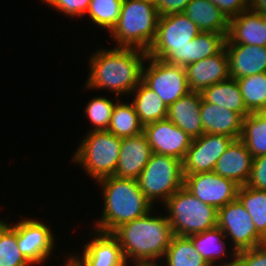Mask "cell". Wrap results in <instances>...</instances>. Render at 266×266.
Listing matches in <instances>:
<instances>
[{
    "label": "cell",
    "mask_w": 266,
    "mask_h": 266,
    "mask_svg": "<svg viewBox=\"0 0 266 266\" xmlns=\"http://www.w3.org/2000/svg\"><path fill=\"white\" fill-rule=\"evenodd\" d=\"M93 52L88 59L89 73L83 91L106 90L113 92L115 98L129 97L142 81L147 51L113 46L108 49L100 47Z\"/></svg>",
    "instance_id": "cell-1"
},
{
    "label": "cell",
    "mask_w": 266,
    "mask_h": 266,
    "mask_svg": "<svg viewBox=\"0 0 266 266\" xmlns=\"http://www.w3.org/2000/svg\"><path fill=\"white\" fill-rule=\"evenodd\" d=\"M152 212L112 232L129 266H158L170 245L173 232L169 220L165 213Z\"/></svg>",
    "instance_id": "cell-2"
},
{
    "label": "cell",
    "mask_w": 266,
    "mask_h": 266,
    "mask_svg": "<svg viewBox=\"0 0 266 266\" xmlns=\"http://www.w3.org/2000/svg\"><path fill=\"white\" fill-rule=\"evenodd\" d=\"M102 191L103 210L93 229L112 233L120 225L148 214L153 205L141 191L137 179L108 176L95 182Z\"/></svg>",
    "instance_id": "cell-3"
},
{
    "label": "cell",
    "mask_w": 266,
    "mask_h": 266,
    "mask_svg": "<svg viewBox=\"0 0 266 266\" xmlns=\"http://www.w3.org/2000/svg\"><path fill=\"white\" fill-rule=\"evenodd\" d=\"M159 17L153 0H123L118 21L108 34L116 47L148 51Z\"/></svg>",
    "instance_id": "cell-4"
},
{
    "label": "cell",
    "mask_w": 266,
    "mask_h": 266,
    "mask_svg": "<svg viewBox=\"0 0 266 266\" xmlns=\"http://www.w3.org/2000/svg\"><path fill=\"white\" fill-rule=\"evenodd\" d=\"M122 138L107 130L87 132L74 151L72 163L93 181L114 176Z\"/></svg>",
    "instance_id": "cell-5"
},
{
    "label": "cell",
    "mask_w": 266,
    "mask_h": 266,
    "mask_svg": "<svg viewBox=\"0 0 266 266\" xmlns=\"http://www.w3.org/2000/svg\"><path fill=\"white\" fill-rule=\"evenodd\" d=\"M162 206L173 235L190 236L217 226L218 210L196 198L184 186Z\"/></svg>",
    "instance_id": "cell-6"
},
{
    "label": "cell",
    "mask_w": 266,
    "mask_h": 266,
    "mask_svg": "<svg viewBox=\"0 0 266 266\" xmlns=\"http://www.w3.org/2000/svg\"><path fill=\"white\" fill-rule=\"evenodd\" d=\"M137 182L144 196L153 205L155 202L163 205L184 186L182 161L173 156L152 152Z\"/></svg>",
    "instance_id": "cell-7"
},
{
    "label": "cell",
    "mask_w": 266,
    "mask_h": 266,
    "mask_svg": "<svg viewBox=\"0 0 266 266\" xmlns=\"http://www.w3.org/2000/svg\"><path fill=\"white\" fill-rule=\"evenodd\" d=\"M142 82L167 106L190 92L185 67L169 64L150 56L147 57L143 66Z\"/></svg>",
    "instance_id": "cell-8"
},
{
    "label": "cell",
    "mask_w": 266,
    "mask_h": 266,
    "mask_svg": "<svg viewBox=\"0 0 266 266\" xmlns=\"http://www.w3.org/2000/svg\"><path fill=\"white\" fill-rule=\"evenodd\" d=\"M217 226L236 252L266 243L257 233L251 216L238 198L218 209Z\"/></svg>",
    "instance_id": "cell-9"
},
{
    "label": "cell",
    "mask_w": 266,
    "mask_h": 266,
    "mask_svg": "<svg viewBox=\"0 0 266 266\" xmlns=\"http://www.w3.org/2000/svg\"><path fill=\"white\" fill-rule=\"evenodd\" d=\"M200 32L198 26L185 13L160 16L155 39L147 54L162 60L169 52L185 48Z\"/></svg>",
    "instance_id": "cell-10"
},
{
    "label": "cell",
    "mask_w": 266,
    "mask_h": 266,
    "mask_svg": "<svg viewBox=\"0 0 266 266\" xmlns=\"http://www.w3.org/2000/svg\"><path fill=\"white\" fill-rule=\"evenodd\" d=\"M42 220L23 216L17 221V243L22 255L33 265H45L54 254L55 233ZM56 243V244H55ZM53 252V254H52Z\"/></svg>",
    "instance_id": "cell-11"
},
{
    "label": "cell",
    "mask_w": 266,
    "mask_h": 266,
    "mask_svg": "<svg viewBox=\"0 0 266 266\" xmlns=\"http://www.w3.org/2000/svg\"><path fill=\"white\" fill-rule=\"evenodd\" d=\"M184 187L202 202L217 210L237 198L239 185L215 172L184 175Z\"/></svg>",
    "instance_id": "cell-12"
},
{
    "label": "cell",
    "mask_w": 266,
    "mask_h": 266,
    "mask_svg": "<svg viewBox=\"0 0 266 266\" xmlns=\"http://www.w3.org/2000/svg\"><path fill=\"white\" fill-rule=\"evenodd\" d=\"M233 140L226 135L211 133L193 139L182 161L183 175L213 172L219 157Z\"/></svg>",
    "instance_id": "cell-13"
},
{
    "label": "cell",
    "mask_w": 266,
    "mask_h": 266,
    "mask_svg": "<svg viewBox=\"0 0 266 266\" xmlns=\"http://www.w3.org/2000/svg\"><path fill=\"white\" fill-rule=\"evenodd\" d=\"M152 152L169 155L183 161L193 139L169 119L143 126Z\"/></svg>",
    "instance_id": "cell-14"
},
{
    "label": "cell",
    "mask_w": 266,
    "mask_h": 266,
    "mask_svg": "<svg viewBox=\"0 0 266 266\" xmlns=\"http://www.w3.org/2000/svg\"><path fill=\"white\" fill-rule=\"evenodd\" d=\"M91 230L90 241L82 246L83 251L70 254L80 266H129L117 238L112 233Z\"/></svg>",
    "instance_id": "cell-15"
},
{
    "label": "cell",
    "mask_w": 266,
    "mask_h": 266,
    "mask_svg": "<svg viewBox=\"0 0 266 266\" xmlns=\"http://www.w3.org/2000/svg\"><path fill=\"white\" fill-rule=\"evenodd\" d=\"M190 91L202 92L216 83L230 78L225 47L216 55L201 59L185 67Z\"/></svg>",
    "instance_id": "cell-16"
},
{
    "label": "cell",
    "mask_w": 266,
    "mask_h": 266,
    "mask_svg": "<svg viewBox=\"0 0 266 266\" xmlns=\"http://www.w3.org/2000/svg\"><path fill=\"white\" fill-rule=\"evenodd\" d=\"M188 237L191 239L196 251L210 266H235L237 252L230 247L229 240L218 226ZM227 257L230 258L225 261Z\"/></svg>",
    "instance_id": "cell-17"
},
{
    "label": "cell",
    "mask_w": 266,
    "mask_h": 266,
    "mask_svg": "<svg viewBox=\"0 0 266 266\" xmlns=\"http://www.w3.org/2000/svg\"><path fill=\"white\" fill-rule=\"evenodd\" d=\"M151 154V147L143 132L136 136L122 138L114 176L137 179L148 163Z\"/></svg>",
    "instance_id": "cell-18"
},
{
    "label": "cell",
    "mask_w": 266,
    "mask_h": 266,
    "mask_svg": "<svg viewBox=\"0 0 266 266\" xmlns=\"http://www.w3.org/2000/svg\"><path fill=\"white\" fill-rule=\"evenodd\" d=\"M230 77L243 78L266 72V47L246 44H225Z\"/></svg>",
    "instance_id": "cell-19"
},
{
    "label": "cell",
    "mask_w": 266,
    "mask_h": 266,
    "mask_svg": "<svg viewBox=\"0 0 266 266\" xmlns=\"http://www.w3.org/2000/svg\"><path fill=\"white\" fill-rule=\"evenodd\" d=\"M252 161L253 157L246 145L240 139H236L219 157L213 172L233 180L239 186H244L250 176Z\"/></svg>",
    "instance_id": "cell-20"
},
{
    "label": "cell",
    "mask_w": 266,
    "mask_h": 266,
    "mask_svg": "<svg viewBox=\"0 0 266 266\" xmlns=\"http://www.w3.org/2000/svg\"><path fill=\"white\" fill-rule=\"evenodd\" d=\"M201 102V92L190 91L168 106L166 118L180 127L192 139L198 138L204 133L200 116Z\"/></svg>",
    "instance_id": "cell-21"
},
{
    "label": "cell",
    "mask_w": 266,
    "mask_h": 266,
    "mask_svg": "<svg viewBox=\"0 0 266 266\" xmlns=\"http://www.w3.org/2000/svg\"><path fill=\"white\" fill-rule=\"evenodd\" d=\"M225 44H246L266 47V24L259 13L249 9L229 19Z\"/></svg>",
    "instance_id": "cell-22"
},
{
    "label": "cell",
    "mask_w": 266,
    "mask_h": 266,
    "mask_svg": "<svg viewBox=\"0 0 266 266\" xmlns=\"http://www.w3.org/2000/svg\"><path fill=\"white\" fill-rule=\"evenodd\" d=\"M200 116L204 133L222 134L240 139L243 117L232 110L206 102L202 98Z\"/></svg>",
    "instance_id": "cell-23"
},
{
    "label": "cell",
    "mask_w": 266,
    "mask_h": 266,
    "mask_svg": "<svg viewBox=\"0 0 266 266\" xmlns=\"http://www.w3.org/2000/svg\"><path fill=\"white\" fill-rule=\"evenodd\" d=\"M184 13L201 32L228 34L229 19L209 0H191Z\"/></svg>",
    "instance_id": "cell-24"
},
{
    "label": "cell",
    "mask_w": 266,
    "mask_h": 266,
    "mask_svg": "<svg viewBox=\"0 0 266 266\" xmlns=\"http://www.w3.org/2000/svg\"><path fill=\"white\" fill-rule=\"evenodd\" d=\"M130 95L129 97L132 98L130 102L133 104L139 121L143 126L166 119L168 106L142 81Z\"/></svg>",
    "instance_id": "cell-25"
},
{
    "label": "cell",
    "mask_w": 266,
    "mask_h": 266,
    "mask_svg": "<svg viewBox=\"0 0 266 266\" xmlns=\"http://www.w3.org/2000/svg\"><path fill=\"white\" fill-rule=\"evenodd\" d=\"M201 96L206 102L237 112L243 118L250 114L244 104L238 82L234 78L230 77L205 88Z\"/></svg>",
    "instance_id": "cell-26"
},
{
    "label": "cell",
    "mask_w": 266,
    "mask_h": 266,
    "mask_svg": "<svg viewBox=\"0 0 266 266\" xmlns=\"http://www.w3.org/2000/svg\"><path fill=\"white\" fill-rule=\"evenodd\" d=\"M158 266H210L196 251L188 236L173 235Z\"/></svg>",
    "instance_id": "cell-27"
},
{
    "label": "cell",
    "mask_w": 266,
    "mask_h": 266,
    "mask_svg": "<svg viewBox=\"0 0 266 266\" xmlns=\"http://www.w3.org/2000/svg\"><path fill=\"white\" fill-rule=\"evenodd\" d=\"M126 100L124 102L120 98L115 103L107 128V131L119 138L136 136L143 132V125L139 121L133 104L128 99Z\"/></svg>",
    "instance_id": "cell-28"
},
{
    "label": "cell",
    "mask_w": 266,
    "mask_h": 266,
    "mask_svg": "<svg viewBox=\"0 0 266 266\" xmlns=\"http://www.w3.org/2000/svg\"><path fill=\"white\" fill-rule=\"evenodd\" d=\"M240 140L252 157L266 154V112H251L243 118Z\"/></svg>",
    "instance_id": "cell-29"
},
{
    "label": "cell",
    "mask_w": 266,
    "mask_h": 266,
    "mask_svg": "<svg viewBox=\"0 0 266 266\" xmlns=\"http://www.w3.org/2000/svg\"><path fill=\"white\" fill-rule=\"evenodd\" d=\"M237 198L252 218L257 233L266 241V191L240 186Z\"/></svg>",
    "instance_id": "cell-30"
},
{
    "label": "cell",
    "mask_w": 266,
    "mask_h": 266,
    "mask_svg": "<svg viewBox=\"0 0 266 266\" xmlns=\"http://www.w3.org/2000/svg\"><path fill=\"white\" fill-rule=\"evenodd\" d=\"M8 222L0 223V266H33L19 250L17 221Z\"/></svg>",
    "instance_id": "cell-31"
},
{
    "label": "cell",
    "mask_w": 266,
    "mask_h": 266,
    "mask_svg": "<svg viewBox=\"0 0 266 266\" xmlns=\"http://www.w3.org/2000/svg\"><path fill=\"white\" fill-rule=\"evenodd\" d=\"M247 110L264 112L266 110V72L236 79Z\"/></svg>",
    "instance_id": "cell-32"
},
{
    "label": "cell",
    "mask_w": 266,
    "mask_h": 266,
    "mask_svg": "<svg viewBox=\"0 0 266 266\" xmlns=\"http://www.w3.org/2000/svg\"><path fill=\"white\" fill-rule=\"evenodd\" d=\"M123 0H91L85 16L94 26L109 33L116 25ZM102 28V29H101Z\"/></svg>",
    "instance_id": "cell-33"
},
{
    "label": "cell",
    "mask_w": 266,
    "mask_h": 266,
    "mask_svg": "<svg viewBox=\"0 0 266 266\" xmlns=\"http://www.w3.org/2000/svg\"><path fill=\"white\" fill-rule=\"evenodd\" d=\"M119 99L118 97L114 100L107 96H95L88 101L84 107L85 117L92 124L88 132L107 130L114 105Z\"/></svg>",
    "instance_id": "cell-34"
},
{
    "label": "cell",
    "mask_w": 266,
    "mask_h": 266,
    "mask_svg": "<svg viewBox=\"0 0 266 266\" xmlns=\"http://www.w3.org/2000/svg\"><path fill=\"white\" fill-rule=\"evenodd\" d=\"M227 34L200 32L193 40L194 62L218 54L224 47Z\"/></svg>",
    "instance_id": "cell-35"
},
{
    "label": "cell",
    "mask_w": 266,
    "mask_h": 266,
    "mask_svg": "<svg viewBox=\"0 0 266 266\" xmlns=\"http://www.w3.org/2000/svg\"><path fill=\"white\" fill-rule=\"evenodd\" d=\"M48 7L72 18L85 17L91 0H41Z\"/></svg>",
    "instance_id": "cell-36"
},
{
    "label": "cell",
    "mask_w": 266,
    "mask_h": 266,
    "mask_svg": "<svg viewBox=\"0 0 266 266\" xmlns=\"http://www.w3.org/2000/svg\"><path fill=\"white\" fill-rule=\"evenodd\" d=\"M235 266H266V243L238 251Z\"/></svg>",
    "instance_id": "cell-37"
},
{
    "label": "cell",
    "mask_w": 266,
    "mask_h": 266,
    "mask_svg": "<svg viewBox=\"0 0 266 266\" xmlns=\"http://www.w3.org/2000/svg\"><path fill=\"white\" fill-rule=\"evenodd\" d=\"M247 186L266 191V154L253 158Z\"/></svg>",
    "instance_id": "cell-38"
},
{
    "label": "cell",
    "mask_w": 266,
    "mask_h": 266,
    "mask_svg": "<svg viewBox=\"0 0 266 266\" xmlns=\"http://www.w3.org/2000/svg\"><path fill=\"white\" fill-rule=\"evenodd\" d=\"M162 60L182 67L194 63L193 40L185 48H177V51L169 52Z\"/></svg>",
    "instance_id": "cell-39"
},
{
    "label": "cell",
    "mask_w": 266,
    "mask_h": 266,
    "mask_svg": "<svg viewBox=\"0 0 266 266\" xmlns=\"http://www.w3.org/2000/svg\"><path fill=\"white\" fill-rule=\"evenodd\" d=\"M230 19L248 10V0H209Z\"/></svg>",
    "instance_id": "cell-40"
},
{
    "label": "cell",
    "mask_w": 266,
    "mask_h": 266,
    "mask_svg": "<svg viewBox=\"0 0 266 266\" xmlns=\"http://www.w3.org/2000/svg\"><path fill=\"white\" fill-rule=\"evenodd\" d=\"M159 16L184 13L191 0H153Z\"/></svg>",
    "instance_id": "cell-41"
},
{
    "label": "cell",
    "mask_w": 266,
    "mask_h": 266,
    "mask_svg": "<svg viewBox=\"0 0 266 266\" xmlns=\"http://www.w3.org/2000/svg\"><path fill=\"white\" fill-rule=\"evenodd\" d=\"M248 9L252 12H265L266 0H248Z\"/></svg>",
    "instance_id": "cell-42"
},
{
    "label": "cell",
    "mask_w": 266,
    "mask_h": 266,
    "mask_svg": "<svg viewBox=\"0 0 266 266\" xmlns=\"http://www.w3.org/2000/svg\"><path fill=\"white\" fill-rule=\"evenodd\" d=\"M69 255V256H68ZM63 257H66L63 261L64 263L63 266H80L71 256L70 254L67 253L66 256H63Z\"/></svg>",
    "instance_id": "cell-43"
},
{
    "label": "cell",
    "mask_w": 266,
    "mask_h": 266,
    "mask_svg": "<svg viewBox=\"0 0 266 266\" xmlns=\"http://www.w3.org/2000/svg\"><path fill=\"white\" fill-rule=\"evenodd\" d=\"M259 15H260L262 21L266 24V11L265 12H259Z\"/></svg>",
    "instance_id": "cell-44"
}]
</instances>
